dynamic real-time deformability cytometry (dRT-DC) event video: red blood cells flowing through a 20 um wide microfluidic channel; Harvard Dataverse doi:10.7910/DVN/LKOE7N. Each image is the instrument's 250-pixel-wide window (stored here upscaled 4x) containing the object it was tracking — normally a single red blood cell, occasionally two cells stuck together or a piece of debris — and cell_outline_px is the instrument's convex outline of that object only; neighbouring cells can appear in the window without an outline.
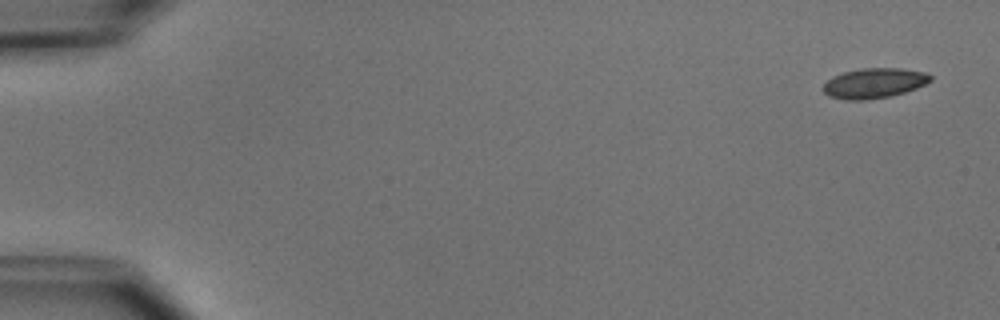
{"species": "common noctule bat (a hibernating species)", "species_latin": "Nyctalus noctula", "temperature_condition": "cold", "stored_images_in_passage": 5, "camera_frame_rate_fps": 3000, "um_per_image_px": 0.085, "animal": {"sex": "male", "body_mass_g": 15.6}, "frame": {"image": 1, "passage_image": 1, "time_ms": 0.0, "image_size_px": [1000, 320], "cell_outline_px": [[932, 80], [916, 88], [904, 92], [888, 96], [864, 100], [848, 100], [828, 96], [820, 88], [832, 76], [844, 72], [860, 68], [900, 68], [924, 72], [932, 76]], "centroid_in_image_um": [74.26, 7.06], "position_along_channel_um": 10.7, "area_um2": 18.73}}
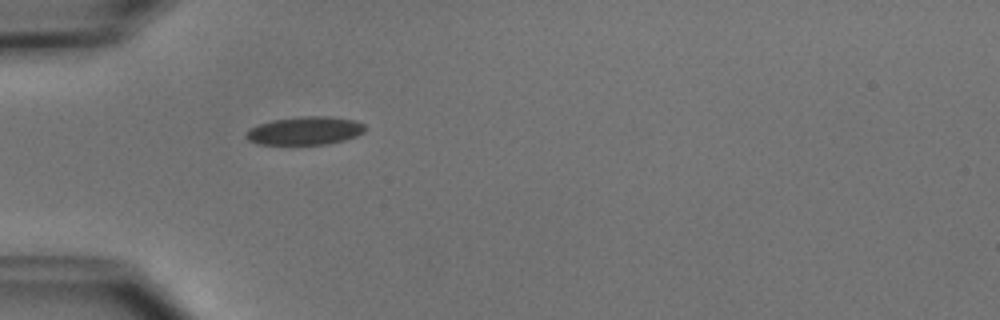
{"frame": {"image": 2, "passage_image": 5, "time_ms": 4.667, "image_size_px": [1000, 320], "cell_outline_px": [[364, 132], [356, 136], [344, 140], [324, 144], [260, 144], [248, 140], [244, 136], [248, 128], [272, 120], [300, 116], [328, 116], [352, 120], [364, 124]], "centroid_in_image_um": [25.88, 11.11], "position_along_channel_um": 59.1, "area_um2": 19.42}}